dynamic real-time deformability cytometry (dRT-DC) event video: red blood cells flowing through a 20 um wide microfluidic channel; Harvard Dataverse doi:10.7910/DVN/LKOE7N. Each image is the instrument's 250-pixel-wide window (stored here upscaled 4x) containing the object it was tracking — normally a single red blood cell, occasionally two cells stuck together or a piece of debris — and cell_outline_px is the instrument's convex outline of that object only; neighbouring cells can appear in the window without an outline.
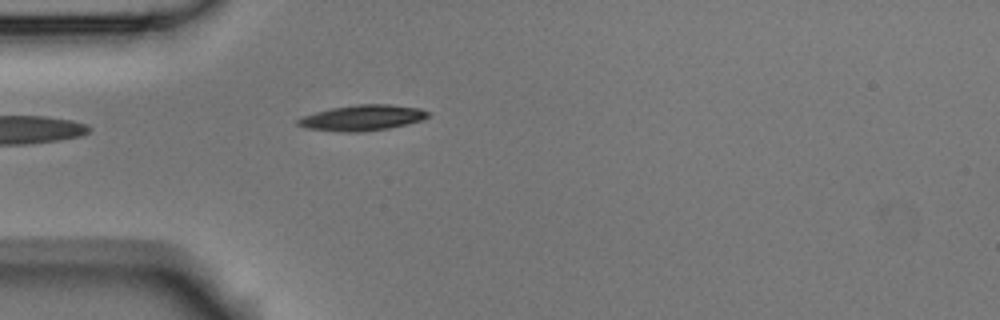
{"species": "Egyptian fruit bat (a non-hibernating species)", "species_latin": "Rousettus aegyptiacus", "temperature_condition": "room temperature", "stored_images_in_passage": 4, "segment_of_instrument_passage": [2, 2], "camera_frame_rate_fps": 3000, "um_per_image_px": 0.085, "animal": {"sex": "male"}, "frame": {"image": 1, "passage_image": 4, "time_ms": 1.0, "image_size_px": [1000, 320], "cell_outline_px": [[428, 116], [420, 120], [408, 124], [388, 128], [364, 132], [340, 132], [304, 128], [296, 124], [296, 120], [304, 116], [316, 112], [332, 108], [360, 104], [388, 104], [420, 108], [428, 112]], "centroid_in_image_um": [30.77, 10.02], "position_along_channel_um": 54.2, "area_um2": 19.36}}